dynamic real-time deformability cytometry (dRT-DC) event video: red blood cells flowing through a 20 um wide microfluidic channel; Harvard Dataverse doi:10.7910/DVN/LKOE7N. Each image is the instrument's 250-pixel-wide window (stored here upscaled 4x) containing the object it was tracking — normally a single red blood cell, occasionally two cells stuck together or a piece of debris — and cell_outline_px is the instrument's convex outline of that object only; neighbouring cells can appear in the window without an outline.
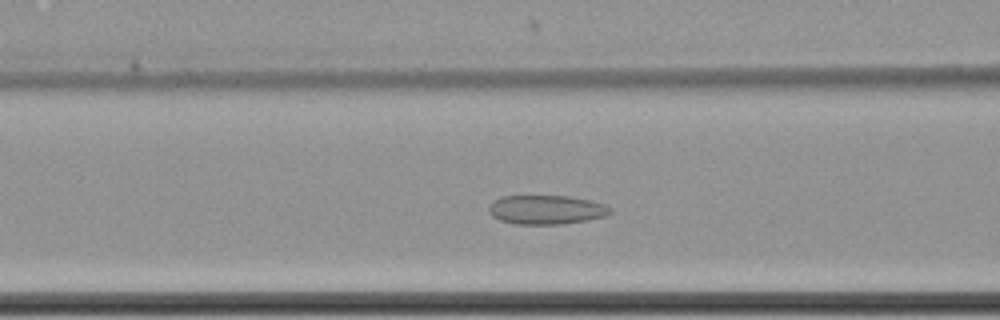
{"species": "common noctule bat (a hibernating species)", "species_latin": "Nyctalus noctula", "temperature_condition": "cold", "stored_images_in_passage": 46, "camera_frame_rate_fps": 3000, "um_per_image_px": 0.085, "animal": {"sex": "female", "body_mass_g": 22.7, "forearm_length_mm": 54.2}, "frame": {"image": 1, "passage_image": 11, "time_ms": 3.333, "image_size_px": [1000, 320], "cell_outline_px": [[612, 212], [608, 216], [588, 220], [560, 224], [516, 224], [500, 220], [492, 216], [488, 212], [488, 208], [492, 200], [504, 196], [568, 196], [588, 200], [604, 204], [612, 208]], "centroid_in_image_um": [46.43, 17.83], "position_along_channel_um": 120.2, "area_um2": 20.69}}
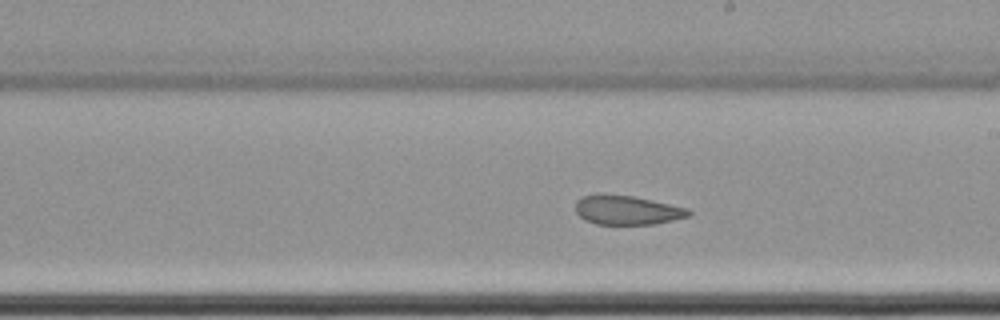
{"frame": {"image": 2, "passage_image": 21, "time_ms": 6.667, "image_size_px": [1000, 320], "cell_outline_px": [[692, 212], [688, 216], [656, 224], [596, 224], [584, 220], [576, 212], [576, 200], [580, 196], [632, 196], [688, 208]], "centroid_in_image_um": [53.31, 17.89], "position_along_channel_um": 235.7, "area_um2": 18.73}}
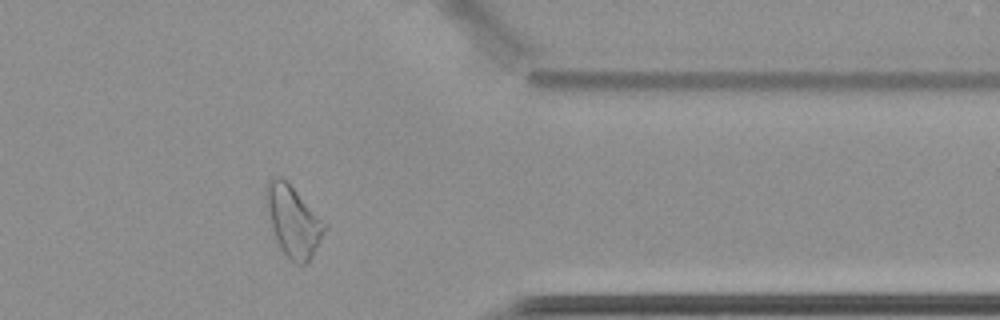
{"frame": {"image": 3, "passage_image": 35, "time_ms": 11.333, "image_size_px": [1000, 320], "cell_outline_px": [[328, 228], [312, 256], [304, 264], [296, 264], [280, 248], [276, 240], [268, 212], [264, 196], [264, 188], [268, 180], [272, 176], [280, 176], [288, 180], [328, 224]], "centroid_in_image_um": [24.94, 18.71], "position_along_channel_um": 386.5, "area_um2": 24.57}, "authors_computed_cell_mechanics": {"area_um2": 22.2241, "velocity_mm_per_s": 3.4696, "shape_relaxation_time_tau1_ms": null, "shape_relaxation_time_tau2_ms": 4.0763, "deformation_change_tau1": null, "deformation_change_tau2": 0.1112}}